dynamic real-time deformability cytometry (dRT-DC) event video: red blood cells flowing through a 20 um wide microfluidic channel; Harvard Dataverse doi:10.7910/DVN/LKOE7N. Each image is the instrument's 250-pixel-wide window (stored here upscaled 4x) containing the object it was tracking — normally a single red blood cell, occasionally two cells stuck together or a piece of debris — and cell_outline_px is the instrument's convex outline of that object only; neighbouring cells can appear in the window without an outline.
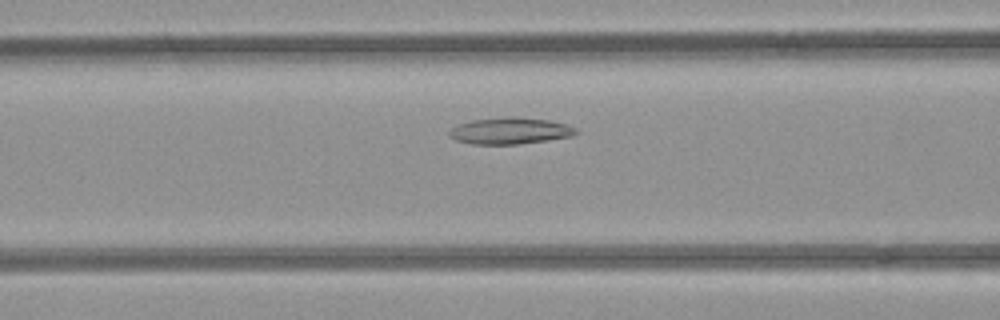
{"species": "common noctule bat (a hibernating species)", "species_latin": "Nyctalus noctula", "temperature_condition": "room temperature", "stored_images_in_passage": 39, "camera_frame_rate_fps": 3000, "um_per_image_px": 0.085, "animal": {"sex": "female", "body_mass_g": 21.9}, "frame": {"image": 1, "passage_image": 13, "time_ms": 4.0, "image_size_px": [1000, 320], "cell_outline_px": [[580, 132], [572, 136], [548, 140], [516, 144], [472, 144], [456, 140], [448, 136], [448, 132], [452, 128], [460, 124], [472, 120], [504, 116], [516, 116], [548, 120], [564, 124], [576, 128]], "centroid_in_image_um": [43.35, 11.11], "position_along_channel_um": 123.2, "area_um2": 19.65}}
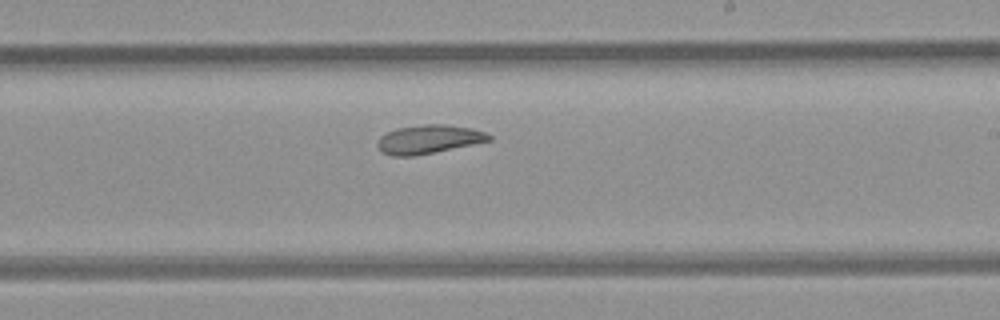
{"frame": {"image": 2, "passage_image": 23, "time_ms": 7.333, "image_size_px": [1000, 320], "cell_outline_px": [[492, 140], [412, 156], [392, 156], [384, 152], [376, 144], [380, 136], [396, 128], [424, 124], [448, 124], [472, 128], [484, 132], [492, 136]], "centroid_in_image_um": [36.44, 11.82], "position_along_channel_um": 252.6, "area_um2": 18.38}}
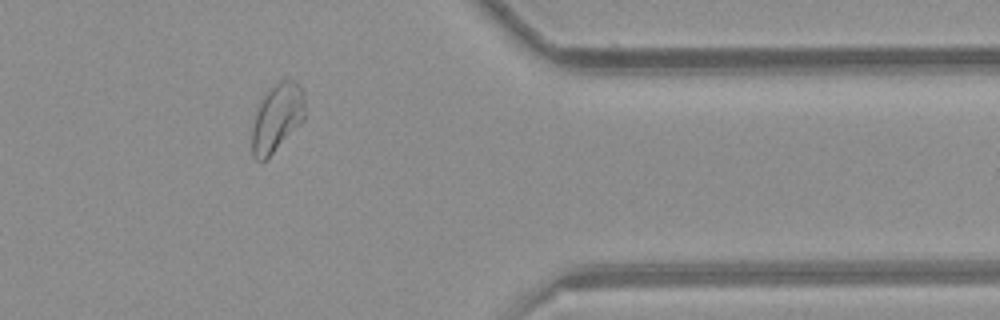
{"frame": {"image": 3, "passage_image": 35, "time_ms": 11.333, "image_size_px": [1000, 320], "cell_outline_px": [[304, 120], [264, 160], [256, 160], [252, 156], [252, 128], [256, 112], [260, 100], [268, 88], [276, 80], [296, 80], [304, 92]], "centroid_in_image_um": [23.54, 9.93], "position_along_channel_um": 387.9, "area_um2": 20.92}, "authors_computed_cell_mechanics": {"area_um2": 19.941, "velocity_mm_per_s": 3.8813, "shape_relaxation_time_tau1_ms": null, "shape_relaxation_time_tau2_ms": 5.7152, "deformation_change_tau1": null, "deformation_change_tau2": 0.1224}}